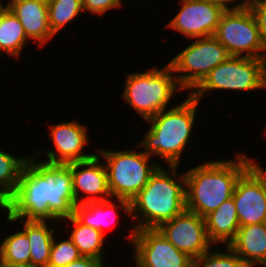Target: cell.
Wrapping results in <instances>:
<instances>
[{
    "label": "cell",
    "mask_w": 266,
    "mask_h": 267,
    "mask_svg": "<svg viewBox=\"0 0 266 267\" xmlns=\"http://www.w3.org/2000/svg\"><path fill=\"white\" fill-rule=\"evenodd\" d=\"M100 158L95 153L90 159L71 163L73 194L77 204L112 198L108 188L107 170ZM81 192L88 197H80Z\"/></svg>",
    "instance_id": "9a60e30c"
},
{
    "label": "cell",
    "mask_w": 266,
    "mask_h": 267,
    "mask_svg": "<svg viewBox=\"0 0 266 267\" xmlns=\"http://www.w3.org/2000/svg\"><path fill=\"white\" fill-rule=\"evenodd\" d=\"M240 226L266 222V170L256 161L240 176L232 195Z\"/></svg>",
    "instance_id": "8fae6325"
},
{
    "label": "cell",
    "mask_w": 266,
    "mask_h": 267,
    "mask_svg": "<svg viewBox=\"0 0 266 267\" xmlns=\"http://www.w3.org/2000/svg\"><path fill=\"white\" fill-rule=\"evenodd\" d=\"M186 98L182 103L145 120L150 127L138 144L145 154L161 157L168 166H179L194 130L200 102L191 95Z\"/></svg>",
    "instance_id": "277c9868"
},
{
    "label": "cell",
    "mask_w": 266,
    "mask_h": 267,
    "mask_svg": "<svg viewBox=\"0 0 266 267\" xmlns=\"http://www.w3.org/2000/svg\"><path fill=\"white\" fill-rule=\"evenodd\" d=\"M226 10L219 21L214 37L231 56L266 59L259 28L247 5L237 3Z\"/></svg>",
    "instance_id": "9c48e42d"
},
{
    "label": "cell",
    "mask_w": 266,
    "mask_h": 267,
    "mask_svg": "<svg viewBox=\"0 0 266 267\" xmlns=\"http://www.w3.org/2000/svg\"><path fill=\"white\" fill-rule=\"evenodd\" d=\"M128 237L135 250V267H192V258L179 251L156 228H132Z\"/></svg>",
    "instance_id": "30bf717a"
},
{
    "label": "cell",
    "mask_w": 266,
    "mask_h": 267,
    "mask_svg": "<svg viewBox=\"0 0 266 267\" xmlns=\"http://www.w3.org/2000/svg\"><path fill=\"white\" fill-rule=\"evenodd\" d=\"M177 91L184 90L167 63L160 69L152 67L145 72L128 74L121 97L142 119L147 120L169 109L167 106Z\"/></svg>",
    "instance_id": "5b68a950"
},
{
    "label": "cell",
    "mask_w": 266,
    "mask_h": 267,
    "mask_svg": "<svg viewBox=\"0 0 266 267\" xmlns=\"http://www.w3.org/2000/svg\"><path fill=\"white\" fill-rule=\"evenodd\" d=\"M261 88L266 89V59L230 56L212 69L190 95L200 102L209 90L242 92Z\"/></svg>",
    "instance_id": "52a82bcc"
},
{
    "label": "cell",
    "mask_w": 266,
    "mask_h": 267,
    "mask_svg": "<svg viewBox=\"0 0 266 267\" xmlns=\"http://www.w3.org/2000/svg\"><path fill=\"white\" fill-rule=\"evenodd\" d=\"M258 264H260V266L262 265L263 267H266V261L260 262Z\"/></svg>",
    "instance_id": "e575fe53"
},
{
    "label": "cell",
    "mask_w": 266,
    "mask_h": 267,
    "mask_svg": "<svg viewBox=\"0 0 266 267\" xmlns=\"http://www.w3.org/2000/svg\"><path fill=\"white\" fill-rule=\"evenodd\" d=\"M104 261L93 257H84L73 261L63 267H104Z\"/></svg>",
    "instance_id": "f546056e"
},
{
    "label": "cell",
    "mask_w": 266,
    "mask_h": 267,
    "mask_svg": "<svg viewBox=\"0 0 266 267\" xmlns=\"http://www.w3.org/2000/svg\"><path fill=\"white\" fill-rule=\"evenodd\" d=\"M206 232L213 245H229L240 227L233 197L205 217Z\"/></svg>",
    "instance_id": "d6986e66"
},
{
    "label": "cell",
    "mask_w": 266,
    "mask_h": 267,
    "mask_svg": "<svg viewBox=\"0 0 266 267\" xmlns=\"http://www.w3.org/2000/svg\"><path fill=\"white\" fill-rule=\"evenodd\" d=\"M121 0H82L83 11L103 15L111 9L123 6Z\"/></svg>",
    "instance_id": "f1b7e54d"
},
{
    "label": "cell",
    "mask_w": 266,
    "mask_h": 267,
    "mask_svg": "<svg viewBox=\"0 0 266 267\" xmlns=\"http://www.w3.org/2000/svg\"><path fill=\"white\" fill-rule=\"evenodd\" d=\"M231 55L214 37L196 38L168 63L179 86L185 91L194 90L216 66ZM179 74V75H178Z\"/></svg>",
    "instance_id": "ba28073f"
},
{
    "label": "cell",
    "mask_w": 266,
    "mask_h": 267,
    "mask_svg": "<svg viewBox=\"0 0 266 267\" xmlns=\"http://www.w3.org/2000/svg\"><path fill=\"white\" fill-rule=\"evenodd\" d=\"M1 245L4 267L30 266V242L23 230L7 235Z\"/></svg>",
    "instance_id": "cb8c5ba5"
},
{
    "label": "cell",
    "mask_w": 266,
    "mask_h": 267,
    "mask_svg": "<svg viewBox=\"0 0 266 267\" xmlns=\"http://www.w3.org/2000/svg\"><path fill=\"white\" fill-rule=\"evenodd\" d=\"M29 39L23 25L15 14L5 5L0 6V55L20 58L21 50Z\"/></svg>",
    "instance_id": "44dd1931"
},
{
    "label": "cell",
    "mask_w": 266,
    "mask_h": 267,
    "mask_svg": "<svg viewBox=\"0 0 266 267\" xmlns=\"http://www.w3.org/2000/svg\"><path fill=\"white\" fill-rule=\"evenodd\" d=\"M255 161L237 153L235 159L208 161L185 171L186 209L205 218L232 197L238 179Z\"/></svg>",
    "instance_id": "7a4b0ae2"
},
{
    "label": "cell",
    "mask_w": 266,
    "mask_h": 267,
    "mask_svg": "<svg viewBox=\"0 0 266 267\" xmlns=\"http://www.w3.org/2000/svg\"><path fill=\"white\" fill-rule=\"evenodd\" d=\"M156 229L179 251L192 259L214 246L207 236L205 218L187 209Z\"/></svg>",
    "instance_id": "7c38bea8"
},
{
    "label": "cell",
    "mask_w": 266,
    "mask_h": 267,
    "mask_svg": "<svg viewBox=\"0 0 266 267\" xmlns=\"http://www.w3.org/2000/svg\"><path fill=\"white\" fill-rule=\"evenodd\" d=\"M111 199L77 204L74 207L73 216L80 223L90 226L105 235V229L112 227L113 223L115 224L117 221V209H123L130 216V201L116 199L119 202V205H116Z\"/></svg>",
    "instance_id": "e0dca14e"
},
{
    "label": "cell",
    "mask_w": 266,
    "mask_h": 267,
    "mask_svg": "<svg viewBox=\"0 0 266 267\" xmlns=\"http://www.w3.org/2000/svg\"><path fill=\"white\" fill-rule=\"evenodd\" d=\"M39 151L29 156L20 173L13 195L1 207L6 220L15 223L20 219L48 221L69 218L77 205L73 194L70 164H53L37 161Z\"/></svg>",
    "instance_id": "6da1fadb"
},
{
    "label": "cell",
    "mask_w": 266,
    "mask_h": 267,
    "mask_svg": "<svg viewBox=\"0 0 266 267\" xmlns=\"http://www.w3.org/2000/svg\"><path fill=\"white\" fill-rule=\"evenodd\" d=\"M0 267H4V264H3V255H2V245L1 244H0Z\"/></svg>",
    "instance_id": "1f68e13d"
},
{
    "label": "cell",
    "mask_w": 266,
    "mask_h": 267,
    "mask_svg": "<svg viewBox=\"0 0 266 267\" xmlns=\"http://www.w3.org/2000/svg\"><path fill=\"white\" fill-rule=\"evenodd\" d=\"M23 25L27 38L37 41V46H44L54 38L49 22L48 7L36 0H9L6 5Z\"/></svg>",
    "instance_id": "2e32d148"
},
{
    "label": "cell",
    "mask_w": 266,
    "mask_h": 267,
    "mask_svg": "<svg viewBox=\"0 0 266 267\" xmlns=\"http://www.w3.org/2000/svg\"><path fill=\"white\" fill-rule=\"evenodd\" d=\"M49 135L53 142V150L48 149V163L70 164L92 158L95 154L83 153L89 143L87 127L76 121L62 122L49 128ZM56 150V151H55Z\"/></svg>",
    "instance_id": "5bb4252c"
},
{
    "label": "cell",
    "mask_w": 266,
    "mask_h": 267,
    "mask_svg": "<svg viewBox=\"0 0 266 267\" xmlns=\"http://www.w3.org/2000/svg\"><path fill=\"white\" fill-rule=\"evenodd\" d=\"M248 267L266 261V222L240 226L235 239L228 245Z\"/></svg>",
    "instance_id": "ac0fdd59"
},
{
    "label": "cell",
    "mask_w": 266,
    "mask_h": 267,
    "mask_svg": "<svg viewBox=\"0 0 266 267\" xmlns=\"http://www.w3.org/2000/svg\"><path fill=\"white\" fill-rule=\"evenodd\" d=\"M19 222L30 242V266L48 267L55 230L47 221L21 219Z\"/></svg>",
    "instance_id": "ffe728a7"
},
{
    "label": "cell",
    "mask_w": 266,
    "mask_h": 267,
    "mask_svg": "<svg viewBox=\"0 0 266 267\" xmlns=\"http://www.w3.org/2000/svg\"><path fill=\"white\" fill-rule=\"evenodd\" d=\"M47 7L49 27L55 36L83 12L82 0H52Z\"/></svg>",
    "instance_id": "d4e9b609"
},
{
    "label": "cell",
    "mask_w": 266,
    "mask_h": 267,
    "mask_svg": "<svg viewBox=\"0 0 266 267\" xmlns=\"http://www.w3.org/2000/svg\"><path fill=\"white\" fill-rule=\"evenodd\" d=\"M36 1L42 2V3L46 4V5H49L52 0H36Z\"/></svg>",
    "instance_id": "d6a6232c"
},
{
    "label": "cell",
    "mask_w": 266,
    "mask_h": 267,
    "mask_svg": "<svg viewBox=\"0 0 266 267\" xmlns=\"http://www.w3.org/2000/svg\"><path fill=\"white\" fill-rule=\"evenodd\" d=\"M225 248L224 252H218L212 247L201 256L192 259V267H248L228 245Z\"/></svg>",
    "instance_id": "484cf974"
},
{
    "label": "cell",
    "mask_w": 266,
    "mask_h": 267,
    "mask_svg": "<svg viewBox=\"0 0 266 267\" xmlns=\"http://www.w3.org/2000/svg\"><path fill=\"white\" fill-rule=\"evenodd\" d=\"M68 220L73 224V231L68 236L84 257L103 259L105 236L100 231L80 223L73 215Z\"/></svg>",
    "instance_id": "7402d4cb"
},
{
    "label": "cell",
    "mask_w": 266,
    "mask_h": 267,
    "mask_svg": "<svg viewBox=\"0 0 266 267\" xmlns=\"http://www.w3.org/2000/svg\"><path fill=\"white\" fill-rule=\"evenodd\" d=\"M28 156H14L0 149V207L13 195Z\"/></svg>",
    "instance_id": "603a6c76"
},
{
    "label": "cell",
    "mask_w": 266,
    "mask_h": 267,
    "mask_svg": "<svg viewBox=\"0 0 266 267\" xmlns=\"http://www.w3.org/2000/svg\"><path fill=\"white\" fill-rule=\"evenodd\" d=\"M17 267H33V266H17Z\"/></svg>",
    "instance_id": "d590c367"
},
{
    "label": "cell",
    "mask_w": 266,
    "mask_h": 267,
    "mask_svg": "<svg viewBox=\"0 0 266 267\" xmlns=\"http://www.w3.org/2000/svg\"><path fill=\"white\" fill-rule=\"evenodd\" d=\"M203 1L222 6L225 10L234 9L233 7L229 5H231L232 3L234 4L236 2V0H203Z\"/></svg>",
    "instance_id": "4dcf8cb0"
},
{
    "label": "cell",
    "mask_w": 266,
    "mask_h": 267,
    "mask_svg": "<svg viewBox=\"0 0 266 267\" xmlns=\"http://www.w3.org/2000/svg\"><path fill=\"white\" fill-rule=\"evenodd\" d=\"M247 6L256 19L262 44L266 51V0H252Z\"/></svg>",
    "instance_id": "83f0119b"
},
{
    "label": "cell",
    "mask_w": 266,
    "mask_h": 267,
    "mask_svg": "<svg viewBox=\"0 0 266 267\" xmlns=\"http://www.w3.org/2000/svg\"><path fill=\"white\" fill-rule=\"evenodd\" d=\"M180 11L166 28L182 34L185 38L196 39L214 36L222 14V6L203 0H180Z\"/></svg>",
    "instance_id": "4fadbf2b"
},
{
    "label": "cell",
    "mask_w": 266,
    "mask_h": 267,
    "mask_svg": "<svg viewBox=\"0 0 266 267\" xmlns=\"http://www.w3.org/2000/svg\"><path fill=\"white\" fill-rule=\"evenodd\" d=\"M105 162L108 188L112 199L131 201L148 183L150 176L160 166L158 162L150 163L151 156L133 150H97Z\"/></svg>",
    "instance_id": "8992f818"
},
{
    "label": "cell",
    "mask_w": 266,
    "mask_h": 267,
    "mask_svg": "<svg viewBox=\"0 0 266 267\" xmlns=\"http://www.w3.org/2000/svg\"><path fill=\"white\" fill-rule=\"evenodd\" d=\"M54 237L50 249V259L48 267H63L82 257L78 248L74 245L70 238L56 241Z\"/></svg>",
    "instance_id": "4316f807"
},
{
    "label": "cell",
    "mask_w": 266,
    "mask_h": 267,
    "mask_svg": "<svg viewBox=\"0 0 266 267\" xmlns=\"http://www.w3.org/2000/svg\"><path fill=\"white\" fill-rule=\"evenodd\" d=\"M237 1H239V0H236V3H237ZM252 0H242L241 1V3H242V6L243 5H247L249 2H251Z\"/></svg>",
    "instance_id": "836d02e7"
},
{
    "label": "cell",
    "mask_w": 266,
    "mask_h": 267,
    "mask_svg": "<svg viewBox=\"0 0 266 267\" xmlns=\"http://www.w3.org/2000/svg\"><path fill=\"white\" fill-rule=\"evenodd\" d=\"M178 167L160 165L130 201V216L137 219L134 230L157 228L186 209L185 174L178 175Z\"/></svg>",
    "instance_id": "3957f363"
}]
</instances>
